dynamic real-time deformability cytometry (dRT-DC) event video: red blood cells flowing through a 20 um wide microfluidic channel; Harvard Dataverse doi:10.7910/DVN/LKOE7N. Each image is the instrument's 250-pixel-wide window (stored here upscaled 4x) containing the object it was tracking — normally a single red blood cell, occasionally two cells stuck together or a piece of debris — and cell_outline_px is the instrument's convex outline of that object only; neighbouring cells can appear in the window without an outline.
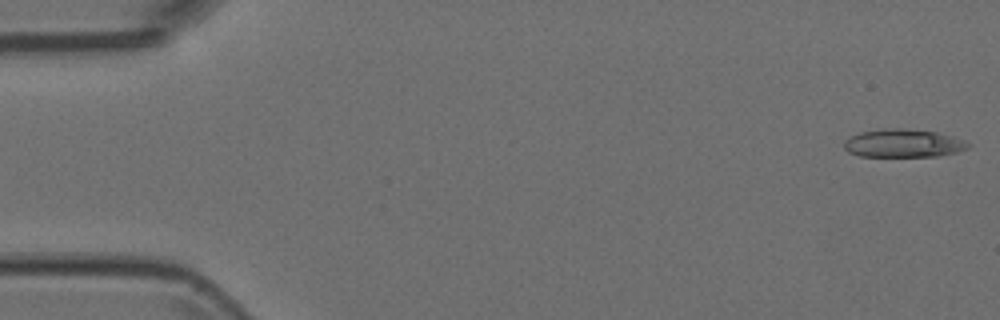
{"species": "Egyptian fruit bat (a non-hibernating species)", "species_latin": "Rousettus aegyptiacus", "temperature_condition": "room temperature", "stored_images_in_passage": 5, "camera_frame_rate_fps": 3000, "um_per_image_px": 0.085, "animal": {"sex": "female"}, "frame": {"image": 1, "passage_image": 1, "time_ms": 0.0, "image_size_px": [1000, 320], "cell_outline_px": [[972, 144], [968, 148], [956, 152], [940, 156], [860, 156], [848, 152], [844, 148], [844, 140], [860, 132], [884, 128], [904, 128], [936, 132], [952, 136], [964, 140]], "centroid_in_image_um": [76.78, 12.17], "position_along_channel_um": 8.2, "area_um2": 20.4}}
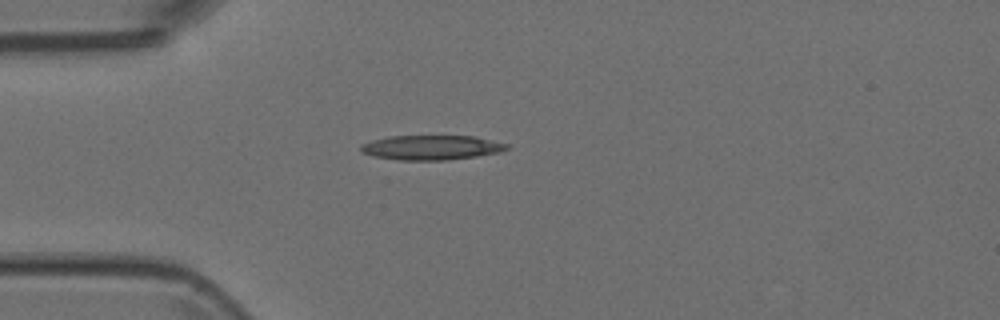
{"frame": {"image": 2, "passage_image": 5, "time_ms": 1.333, "image_size_px": [1000, 320], "cell_outline_px": [[508, 148], [500, 152], [476, 156], [448, 160], [400, 160], [372, 156], [360, 152], [360, 144], [372, 140], [388, 136], [476, 136], [508, 144]], "centroid_in_image_um": [36.63, 12.54], "position_along_channel_um": 48.4, "area_um2": 21.04}}